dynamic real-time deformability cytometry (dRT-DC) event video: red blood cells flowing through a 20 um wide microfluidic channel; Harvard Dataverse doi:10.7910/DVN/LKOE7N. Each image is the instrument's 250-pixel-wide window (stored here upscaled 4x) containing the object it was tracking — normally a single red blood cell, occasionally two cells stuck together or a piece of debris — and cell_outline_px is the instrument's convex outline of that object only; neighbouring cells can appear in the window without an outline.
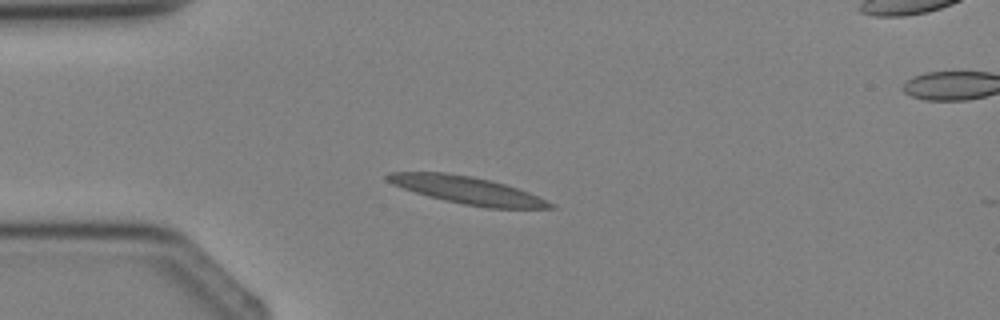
{"species": "Egyptian fruit bat (a non-hibernating species)", "species_latin": "Rousettus aegyptiacus", "temperature_condition": "cold", "stored_images_in_passage": 3, "camera_frame_rate_fps": 3000, "um_per_image_px": 0.085, "animal": {"sex": "female"}, "frame": {"image": 1, "passage_image": 2, "time_ms": 1.0, "image_size_px": [1000, 320], "cell_outline_px": [[556, 208], [488, 208], [464, 204], [444, 200], [428, 196], [392, 184], [384, 180], [384, 176], [388, 172], [444, 172], [472, 176], [504, 184], [528, 192], [556, 204]], "centroid_in_image_um": [39.7, 16.16], "position_along_channel_um": 45.3, "area_um2": 25.84}}